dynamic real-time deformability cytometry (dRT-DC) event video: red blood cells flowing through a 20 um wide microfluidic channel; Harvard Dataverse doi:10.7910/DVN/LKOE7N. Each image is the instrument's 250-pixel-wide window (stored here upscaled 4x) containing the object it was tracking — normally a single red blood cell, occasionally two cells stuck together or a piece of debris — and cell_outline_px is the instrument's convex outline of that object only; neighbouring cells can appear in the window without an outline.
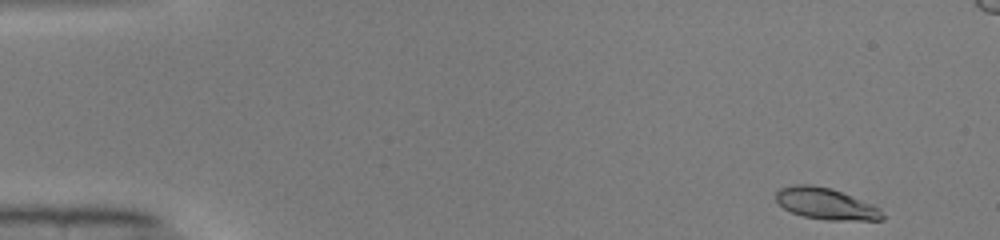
{"species": "common noctule bat (a hibernating species)", "species_latin": "Nyctalus noctula", "temperature_condition": "warm", "stored_images_in_passage": 48, "camera_frame_rate_fps": 3000, "um_per_image_px": 0.085, "animal": {"sex": "male", "body_mass_g": 19.0, "forearm_length_mm": 50.8}, "frame": {"image": 1, "passage_image": 1, "time_ms": 0.0, "image_size_px": [1000, 240], "cell_outline_px": [[884, 220], [828, 220], [804, 216], [792, 212], [784, 208], [776, 200], [776, 192], [780, 188], [796, 184], [812, 184], [832, 188], [872, 204], [880, 208], [884, 216]], "centroid_in_image_um": [70.21, 17.31], "position_along_channel_um": 14.8, "area_um2": 19.48}}
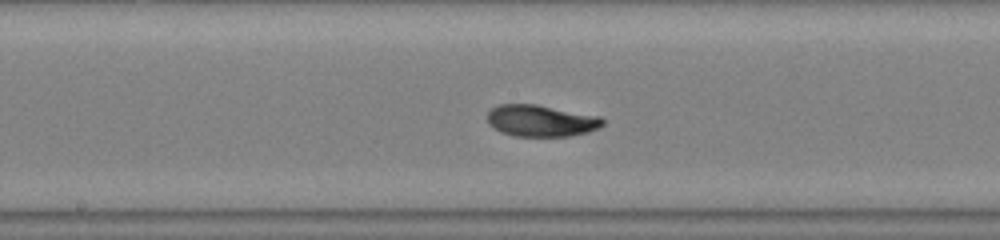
{"frame": {"image": 2, "passage_image": 24, "time_ms": 7.667, "image_size_px": [1000, 240], "cell_outline_px": [[604, 124], [588, 132], [568, 136], [516, 136], [500, 132], [488, 124], [488, 112], [492, 108], [500, 104], [536, 104], [600, 116], [604, 120]], "centroid_in_image_um": [45.97, 10.26], "position_along_channel_um": 202.2, "area_um2": 21.21}}
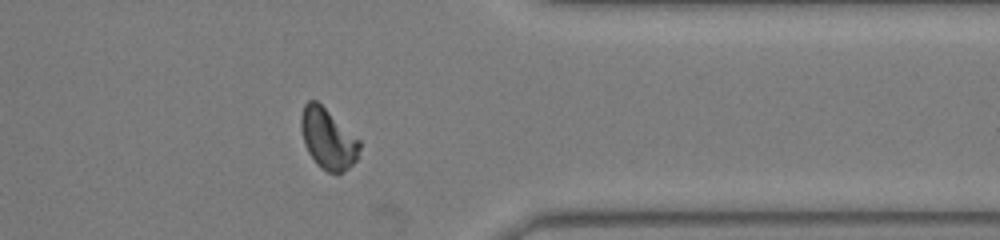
{"frame": {"image": 3, "passage_image": 38, "time_ms": 12.333, "image_size_px": [1000, 240], "cell_outline_px": [[360, 148], [356, 160], [344, 172], [336, 176], [320, 168], [316, 164], [308, 152], [304, 144], [300, 128], [300, 116], [304, 104], [308, 100], [316, 100], [360, 140]], "centroid_in_image_um": [27.85, 11.83], "position_along_channel_um": 383.5, "area_um2": 20.87}, "authors_computed_cell_mechanics": {"area_um2": 20.6346, "velocity_mm_per_s": 4.061, "shape_relaxation_time_tau1_ms": 3.0168, "shape_relaxation_time_tau2_ms": 1.14, "deformation_change_tau1": 0.1829, "deformation_change_tau2": 0.0595}}